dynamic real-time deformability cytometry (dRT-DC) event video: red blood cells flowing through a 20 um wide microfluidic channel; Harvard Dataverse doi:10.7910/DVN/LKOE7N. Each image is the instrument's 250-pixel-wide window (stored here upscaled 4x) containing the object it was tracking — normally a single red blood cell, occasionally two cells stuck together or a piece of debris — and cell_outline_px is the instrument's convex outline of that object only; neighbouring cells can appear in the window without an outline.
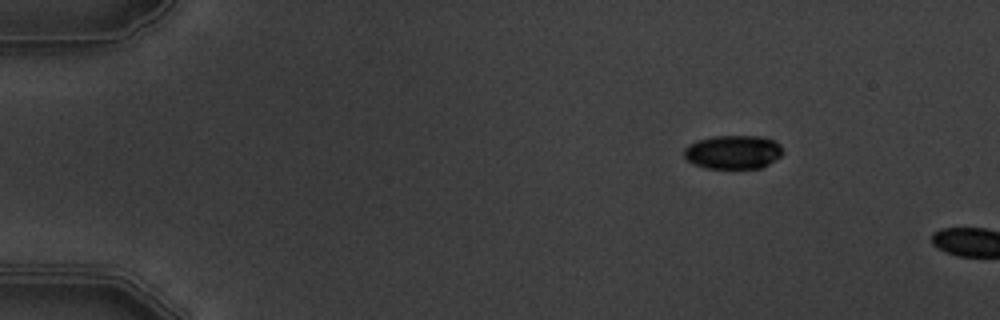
{"species": "common noctule bat (a hibernating species)", "species_latin": "Nyctalus noctula", "temperature_condition": "warm", "stored_images_in_passage": 2, "camera_frame_rate_fps": 3000, "um_per_image_px": 0.085, "animal": {"sex": "male", "body_mass_g": 19.5, "forearm_length_mm": 54.6}, "frame": {"image": 1, "passage_image": 1, "time_ms": 0.0, "image_size_px": [1000, 320], "cell_outline_px": [[784, 152], [780, 156], [768, 164], [760, 168], [708, 168], [692, 164], [684, 156], [684, 148], [688, 144], [696, 140], [712, 136], [760, 136], [776, 140], [780, 144]], "centroid_in_image_um": [62.31, 12.91], "position_along_channel_um": 22.7, "area_um2": 19.59}}